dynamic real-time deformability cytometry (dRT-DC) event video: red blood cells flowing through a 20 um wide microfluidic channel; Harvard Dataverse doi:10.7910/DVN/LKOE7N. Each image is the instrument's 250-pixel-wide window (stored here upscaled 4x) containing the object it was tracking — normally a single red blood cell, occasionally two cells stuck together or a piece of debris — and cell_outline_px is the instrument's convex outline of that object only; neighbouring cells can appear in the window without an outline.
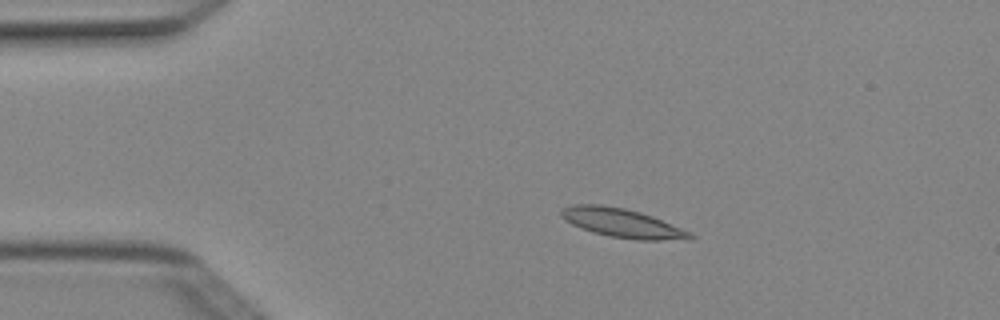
{"species": "Egyptian fruit bat (a non-hibernating species)", "species_latin": "Rousettus aegyptiacus", "temperature_condition": "cold", "stored_images_in_passage": 3, "camera_frame_rate_fps": 3000, "um_per_image_px": 0.085, "animal": {"sex": "female"}, "frame": {"image": 1, "passage_image": 2, "time_ms": 0.333, "image_size_px": [1000, 320], "cell_outline_px": [[696, 236], [688, 240], [636, 240], [612, 236], [592, 232], [580, 228], [564, 220], [560, 216], [560, 212], [564, 208], [572, 204], [600, 204], [624, 208], [640, 212], [652, 216], [692, 232]], "centroid_in_image_um": [52.91, 18.96], "position_along_channel_um": 32.1, "area_um2": 21.85}}